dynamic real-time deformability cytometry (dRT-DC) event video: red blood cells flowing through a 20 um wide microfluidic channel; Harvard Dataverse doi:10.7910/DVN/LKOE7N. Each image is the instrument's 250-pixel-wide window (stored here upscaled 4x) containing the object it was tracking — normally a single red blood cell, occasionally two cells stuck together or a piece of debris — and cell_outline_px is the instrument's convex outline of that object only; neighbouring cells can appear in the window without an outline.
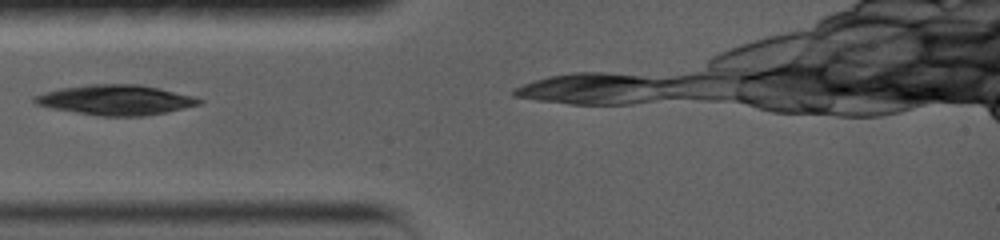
{"species": "common noctule bat (a hibernating species)", "species_latin": "Nyctalus noctula", "temperature_condition": "warm", "stored_images_in_passage": 1, "camera_frame_rate_fps": 5000, "um_per_image_px": 0.085, "animal": {"sex": "female", "body_mass_g": 19.0, "forearm_length_mm": 56.7}, "frame": {"image": 1, "passage_image": 1, "time_ms": 0.0, "image_size_px": [1000, 240], "cell_outline_px": [[200, 104], [164, 112], [140, 116], [104, 116], [56, 108], [40, 104], [36, 100], [36, 96], [64, 88], [92, 84], [136, 84], [156, 88], [188, 96], [200, 100]], "centroid_in_image_um": [9.88, 8.49], "position_along_channel_um": 75.1, "area_um2": 27.17}}